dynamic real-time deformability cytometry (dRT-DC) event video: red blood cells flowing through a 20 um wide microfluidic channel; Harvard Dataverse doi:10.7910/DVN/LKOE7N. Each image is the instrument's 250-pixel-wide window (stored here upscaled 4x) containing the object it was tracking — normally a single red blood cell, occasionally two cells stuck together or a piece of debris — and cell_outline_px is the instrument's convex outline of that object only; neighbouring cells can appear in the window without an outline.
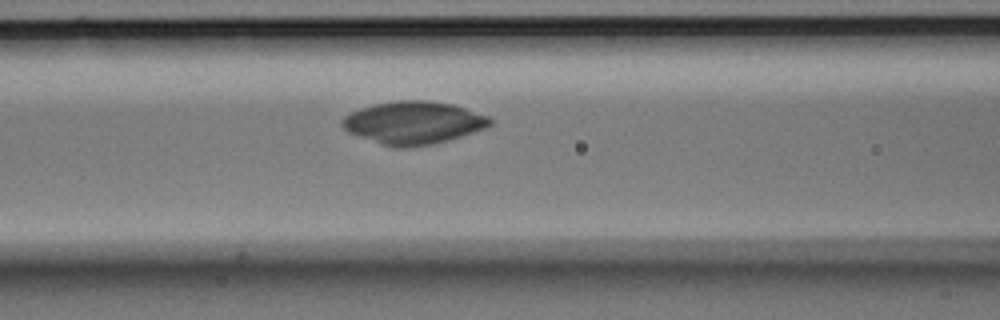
{"species": "Egyptian fruit bat (a non-hibernating species)", "species_latin": "Rousettus aegyptiacus", "temperature_condition": "room temperature", "stored_images_in_passage": 39, "camera_frame_rate_fps": 3000, "um_per_image_px": 0.085, "animal": {"sex": "male"}, "frame": {"image": 1, "passage_image": 15, "time_ms": 4.667, "image_size_px": [1000, 320], "cell_outline_px": [[492, 124], [484, 128], [460, 136], [432, 144], [412, 148], [396, 148], [380, 144], [348, 132], [340, 124], [344, 116], [360, 108], [376, 104], [396, 100], [428, 100], [452, 104], [488, 116], [492, 120]], "centroid_in_image_um": [35.11, 10.43], "position_along_channel_um": 131.5, "area_um2": 36.65}}
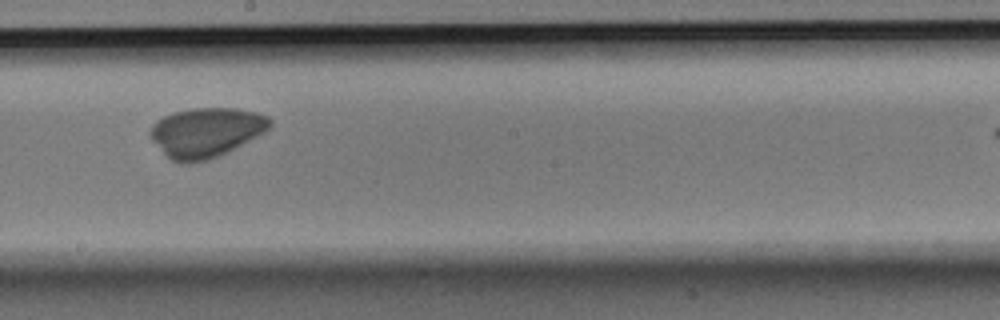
{"frame": {"image": 2, "passage_image": 23, "time_ms": 7.333, "image_size_px": [1000, 320], "cell_outline_px": [[272, 124], [264, 132], [208, 160], [188, 164], [180, 164], [172, 160], [152, 140], [148, 132], [152, 124], [156, 120], [172, 112], [192, 108], [236, 108], [256, 112], [268, 116], [272, 120]], "centroid_in_image_um": [17.47, 11.23], "position_along_channel_um": 230.7, "area_um2": 34.28}}
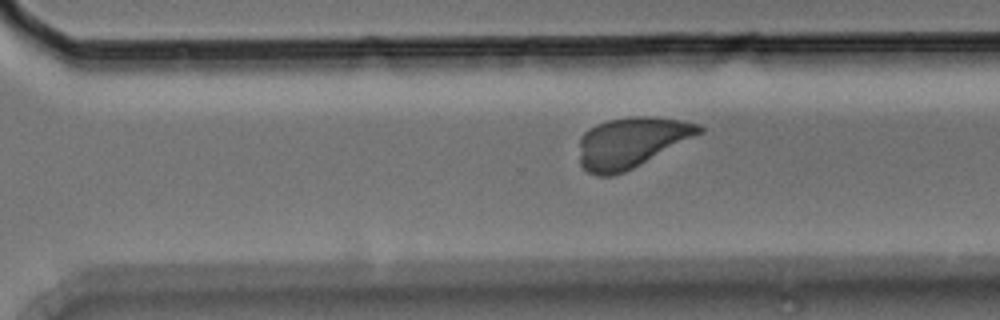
{"frame": {"image": 3, "passage_image": 30, "time_ms": 9.667, "image_size_px": [1000, 320], "cell_outline_px": [[704, 132], [624, 172], [612, 176], [596, 176], [588, 172], [580, 164], [580, 136], [588, 128], [596, 124], [608, 120], [628, 116], [656, 116], [684, 120], [700, 124], [704, 128]], "centroid_in_image_um": [53.67, 12.08], "position_along_channel_um": 316.9, "area_um2": 35.43}}